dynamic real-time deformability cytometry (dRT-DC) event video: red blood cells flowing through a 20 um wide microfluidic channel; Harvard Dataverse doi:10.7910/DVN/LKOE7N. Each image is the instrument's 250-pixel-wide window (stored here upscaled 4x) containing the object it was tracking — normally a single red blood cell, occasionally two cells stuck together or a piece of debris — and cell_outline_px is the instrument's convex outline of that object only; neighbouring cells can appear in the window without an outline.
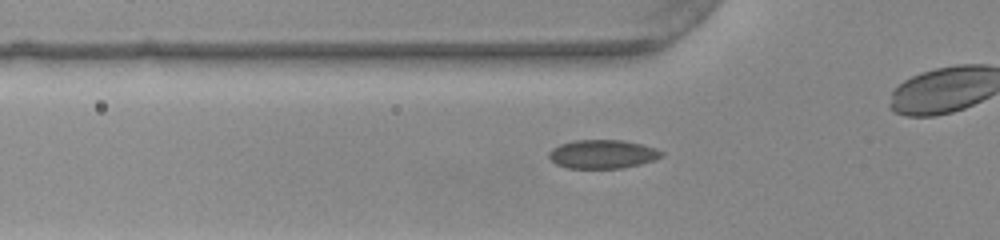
{"species": "common noctule bat (a hibernating species)", "species_latin": "Nyctalus noctula", "temperature_condition": "warm", "stored_images_in_passage": 28, "camera_frame_rate_fps": 3000, "um_per_image_px": 0.085, "animal": {"sex": "female", "body_mass_g": 22.0, "forearm_length_mm": 56.7}, "frame": {"image": 1, "passage_image": 3, "time_ms": 0.667, "image_size_px": [1000, 240], "cell_outline_px": [[664, 156], [656, 160], [624, 168], [568, 168], [556, 164], [548, 156], [548, 152], [552, 148], [560, 144], [576, 140], [624, 140], [644, 144], [656, 148], [664, 152]], "centroid_in_image_um": [51.26, 13.1], "position_along_channel_um": 74.5, "area_um2": 19.07}}
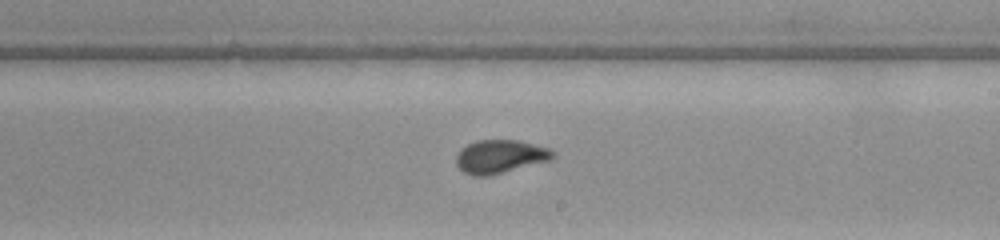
{"frame": {"image": 2, "passage_image": 16, "time_ms": 5.0, "image_size_px": [1000, 240], "cell_outline_px": [[556, 156], [552, 160], [488, 176], [472, 176], [464, 172], [456, 164], [456, 156], [468, 144], [476, 140], [520, 140], [548, 148], [556, 152]], "centroid_in_image_um": [42.56, 13.31], "position_along_channel_um": 246.4, "area_um2": 18.84}}
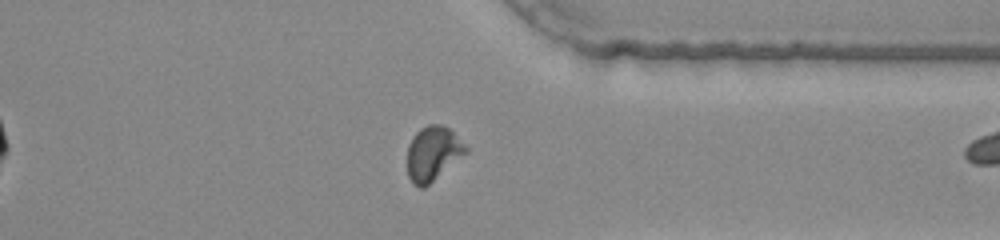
{"frame": {"image": 3, "passage_image": 26, "time_ms": 8.333, "image_size_px": [1000, 240], "cell_outline_px": [[468, 152], [424, 188], [420, 188], [412, 184], [408, 176], [408, 144], [412, 136], [420, 128], [428, 124], [440, 124], [448, 128], [468, 148]], "centroid_in_image_um": [36.77, 13.05], "position_along_channel_um": 374.6, "area_um2": 18.5}}